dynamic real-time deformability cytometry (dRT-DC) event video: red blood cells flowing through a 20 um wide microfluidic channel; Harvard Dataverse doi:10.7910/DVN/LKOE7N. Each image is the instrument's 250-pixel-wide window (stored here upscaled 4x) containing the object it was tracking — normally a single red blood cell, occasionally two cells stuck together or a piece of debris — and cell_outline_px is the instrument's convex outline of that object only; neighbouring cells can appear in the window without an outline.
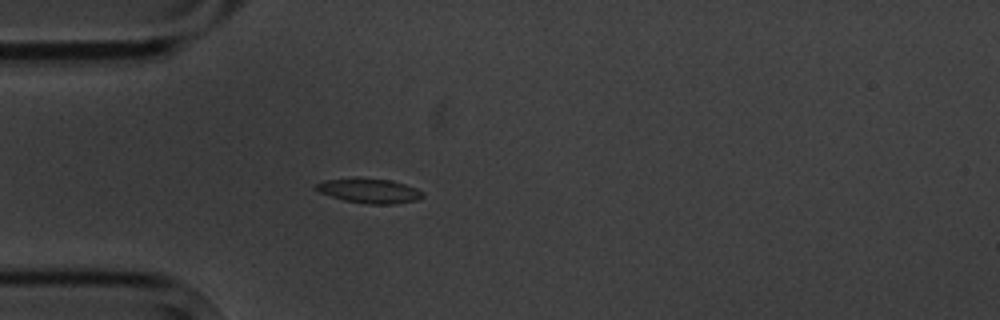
{"species": "common noctule bat (a hibernating species)", "species_latin": "Nyctalus noctula", "temperature_condition": "cold", "stored_images_in_passage": 5, "camera_frame_rate_fps": 3000, "um_per_image_px": 0.085, "animal": {"sex": "male", "body_mass_g": 20.1, "forearm_length_mm": 53.5}, "frame": {"image": 1, "passage_image": 5, "time_ms": 5.0, "image_size_px": [1000, 320], "cell_outline_px": [[424, 196], [416, 200], [396, 204], [368, 204], [344, 200], [320, 192], [312, 188], [316, 184], [324, 180], [356, 176], [392, 180], [416, 188], [424, 192]], "centroid_in_image_um": [31.37, 16.19], "position_along_channel_um": 53.6, "area_um2": 15.66}}